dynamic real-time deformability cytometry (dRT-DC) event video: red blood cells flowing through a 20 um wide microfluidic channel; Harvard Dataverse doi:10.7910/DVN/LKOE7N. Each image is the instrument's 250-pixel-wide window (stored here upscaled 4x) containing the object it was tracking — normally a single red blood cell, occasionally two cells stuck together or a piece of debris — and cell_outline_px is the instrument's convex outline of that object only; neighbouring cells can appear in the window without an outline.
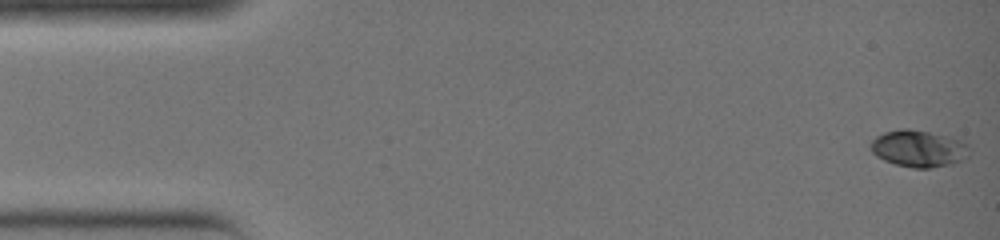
{"species": "common noctule bat (a hibernating species)", "species_latin": "Nyctalus noctula", "temperature_condition": "warm", "stored_images_in_passage": 36, "camera_frame_rate_fps": 3000, "um_per_image_px": 0.085, "animal": {"sex": "female", "body_mass_g": 19.0, "forearm_length_mm": 51.5}, "frame": {"image": 1, "passage_image": 1, "time_ms": 0.0, "image_size_px": [1000, 240], "cell_outline_px": [[968, 156], [964, 160], [952, 164], [932, 168], [912, 168], [896, 164], [884, 160], [876, 156], [872, 152], [872, 140], [876, 136], [884, 132], [900, 128], [908, 128], [948, 136], [960, 140], [968, 144]], "centroid_in_image_um": [78.09, 12.63], "position_along_channel_um": 6.9, "area_um2": 21.21}}
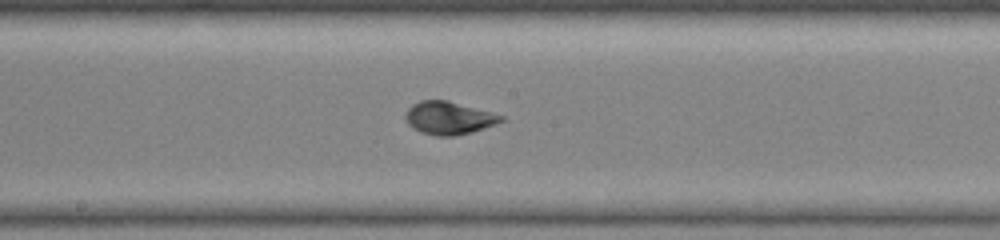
{"frame": {"image": 2, "passage_image": 20, "time_ms": 6.333, "image_size_px": [1000, 240], "cell_outline_px": [[504, 120], [496, 124], [472, 132], [456, 136], [436, 136], [420, 132], [412, 128], [408, 124], [404, 116], [408, 108], [412, 104], [420, 100], [448, 100], [492, 112], [504, 116]], "centroid_in_image_um": [38.13, 10.03], "position_along_channel_um": 210.1, "area_um2": 18.5}}
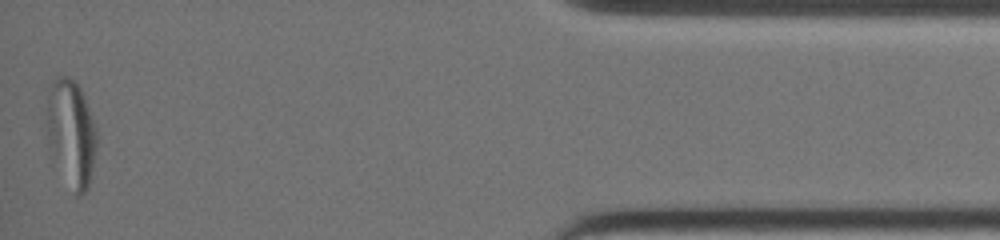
{"frame": {"image": 3, "passage_image": 36, "time_ms": 11.667, "image_size_px": [1000, 240], "cell_outline_px": [[96, 148], [92, 172], [88, 188], [80, 196], [76, 196], [48, 144], [48, 96], [52, 84], [56, 76], [68, 76], [80, 88], [84, 96], [96, 128]], "centroid_in_image_um": [6.09, 11.29], "position_along_channel_um": 429.1, "area_um2": 30.0}}